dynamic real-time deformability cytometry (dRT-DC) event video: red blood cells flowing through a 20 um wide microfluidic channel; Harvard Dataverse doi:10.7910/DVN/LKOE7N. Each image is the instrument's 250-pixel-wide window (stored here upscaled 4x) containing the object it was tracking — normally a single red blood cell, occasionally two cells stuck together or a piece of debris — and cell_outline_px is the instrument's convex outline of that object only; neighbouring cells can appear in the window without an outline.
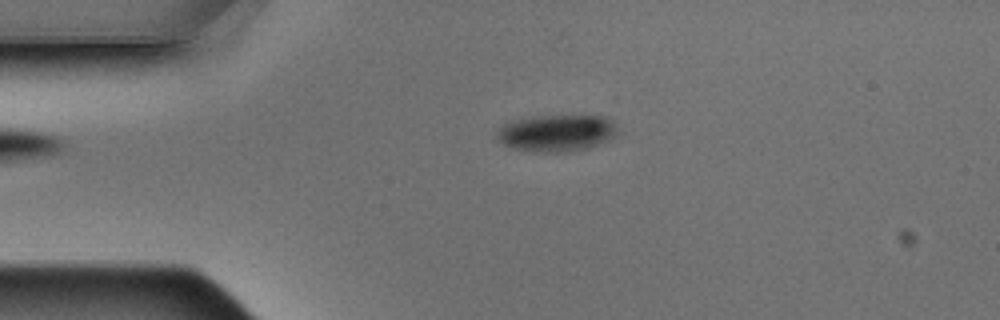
{"species": "Egyptian fruit bat (a non-hibernating species)", "species_latin": "Rousettus aegyptiacus", "temperature_condition": "warm", "stored_images_in_passage": 5, "camera_frame_rate_fps": 3000, "um_per_image_px": 0.085, "animal": {"sex": "male"}, "frame": {"image": 1, "passage_image": 4, "time_ms": 1.0, "image_size_px": [1000, 320], "cell_outline_px": [[616, 136], [608, 140], [588, 148], [568, 152], [544, 152], [516, 148], [504, 144], [496, 136], [496, 132], [504, 124], [512, 120], [532, 116], [608, 116], [612, 120], [616, 128]], "centroid_in_image_um": [47.33, 11.29], "position_along_channel_um": 37.7, "area_um2": 25.72}}